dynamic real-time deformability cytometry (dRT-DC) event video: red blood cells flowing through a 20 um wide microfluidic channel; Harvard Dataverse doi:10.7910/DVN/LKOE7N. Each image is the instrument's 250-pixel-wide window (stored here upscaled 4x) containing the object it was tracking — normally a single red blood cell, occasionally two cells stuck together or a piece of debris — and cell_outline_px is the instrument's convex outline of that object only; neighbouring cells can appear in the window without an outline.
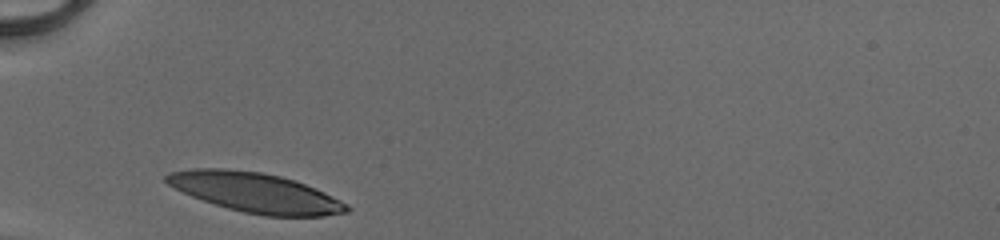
{"species": "human", "species_latin": "Homo sapiens", "temperature_condition": "cold", "stored_images_in_passage": 26, "camera_frame_rate_fps": 3000, "um_per_image_px": 0.085, "donor": {"sex": "male"}, "frame": {"image": 1, "passage_image": 1, "time_ms": 0.0, "image_size_px": [1000, 240], "cell_outline_px": [[352, 208], [348, 212], [324, 216], [264, 216], [244, 212], [228, 208], [192, 196], [168, 184], [164, 180], [164, 176], [168, 172], [192, 168], [224, 168], [260, 172], [280, 176], [296, 180], [324, 192], [340, 200]], "centroid_in_image_um": [21.72, 16.36], "position_along_channel_um": 63.3, "area_um2": 41.5}}
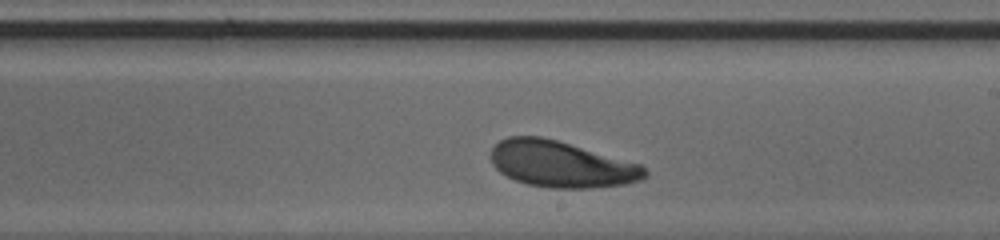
{"frame": {"image": 2, "passage_image": 15, "time_ms": 4.667, "image_size_px": [1000, 240], "cell_outline_px": [[648, 176], [640, 180], [624, 184], [588, 188], [552, 188], [528, 184], [516, 180], [500, 172], [492, 164], [492, 148], [500, 140], [508, 136], [540, 136], [556, 140], [640, 164], [648, 172]], "centroid_in_image_um": [47.7, 13.96], "position_along_channel_um": 241.3, "area_um2": 41.04}}
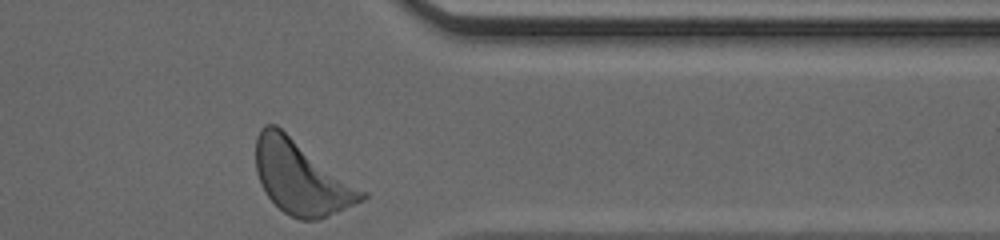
{"frame": {"image": 3, "passage_image": 26, "time_ms": 8.333, "image_size_px": [1000, 240], "cell_outline_px": [[368, 196], [364, 200], [336, 212], [316, 220], [300, 220], [288, 216], [268, 196], [260, 184], [256, 172], [256, 136], [260, 128], [264, 124], [276, 124], [368, 192]], "centroid_in_image_um": [25.61, 15.07], "position_along_channel_um": 385.8, "area_um2": 45.6}, "authors_computed_cell_mechanics": {"area_um2": 42.0206, "velocity_mm_per_s": 4.0647, "shape_relaxation_time_tau1_ms": 2.0502, "shape_relaxation_time_tau2_ms": null, "deformation_change_tau1": 0.1348, "deformation_change_tau2": null}}